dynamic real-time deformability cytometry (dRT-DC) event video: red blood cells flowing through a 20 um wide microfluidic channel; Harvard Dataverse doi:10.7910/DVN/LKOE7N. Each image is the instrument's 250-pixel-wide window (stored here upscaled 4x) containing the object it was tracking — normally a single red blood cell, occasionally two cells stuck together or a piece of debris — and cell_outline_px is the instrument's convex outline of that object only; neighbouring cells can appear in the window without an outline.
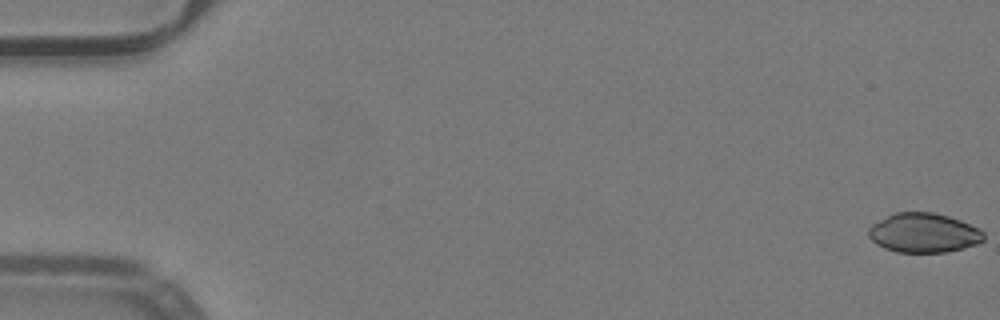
{"species": "common noctule bat (a hibernating species)", "species_latin": "Nyctalus noctula", "temperature_condition": "warm", "stored_images_in_passage": 52, "camera_frame_rate_fps": 3000, "um_per_image_px": 0.085, "animal": {"sex": "male", "body_mass_g": 19.2, "forearm_length_mm": 51.8}, "frame": {"image": 1, "passage_image": 1, "time_ms": 0.0, "image_size_px": [1000, 320], "cell_outline_px": [[984, 240], [976, 244], [964, 248], [944, 252], [896, 252], [884, 248], [876, 244], [868, 236], [868, 228], [872, 224], [896, 212], [932, 212], [948, 216], [960, 220], [984, 232]], "centroid_in_image_um": [78.49, 19.8], "position_along_channel_um": 6.5, "area_um2": 26.3}}
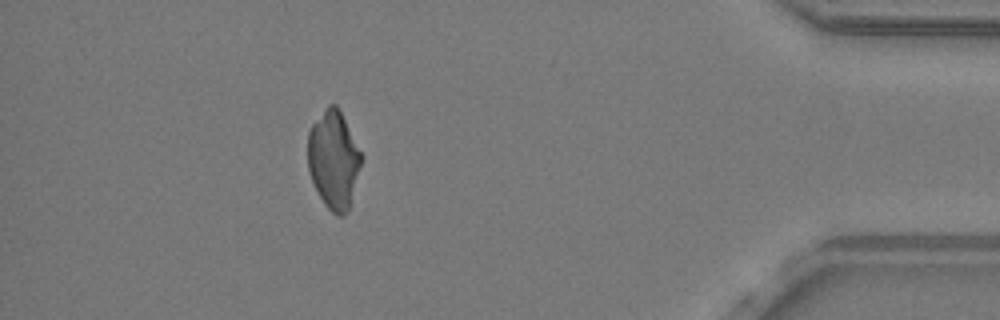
{"frame": {"image": 2, "passage_image": 47, "time_ms": 15.333, "image_size_px": [1000, 320], "cell_outline_px": [[364, 156], [348, 208], [344, 216], [336, 216], [324, 204], [312, 180], [308, 168], [308, 132], [312, 124], [328, 104], [336, 104]], "centroid_in_image_um": [28.36, 13.56], "position_along_channel_um": 406.8, "area_um2": 30.35}}